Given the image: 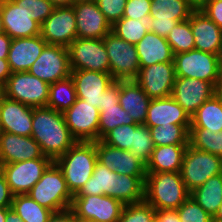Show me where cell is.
Instances as JSON below:
<instances>
[{
  "instance_id": "obj_34",
  "label": "cell",
  "mask_w": 222,
  "mask_h": 222,
  "mask_svg": "<svg viewBox=\"0 0 222 222\" xmlns=\"http://www.w3.org/2000/svg\"><path fill=\"white\" fill-rule=\"evenodd\" d=\"M152 17L138 19L122 17L111 26V32L128 43L137 44L148 31H151Z\"/></svg>"
},
{
  "instance_id": "obj_3",
  "label": "cell",
  "mask_w": 222,
  "mask_h": 222,
  "mask_svg": "<svg viewBox=\"0 0 222 222\" xmlns=\"http://www.w3.org/2000/svg\"><path fill=\"white\" fill-rule=\"evenodd\" d=\"M189 196L180 172L146 173L144 200L155 210L178 209Z\"/></svg>"
},
{
  "instance_id": "obj_25",
  "label": "cell",
  "mask_w": 222,
  "mask_h": 222,
  "mask_svg": "<svg viewBox=\"0 0 222 222\" xmlns=\"http://www.w3.org/2000/svg\"><path fill=\"white\" fill-rule=\"evenodd\" d=\"M190 25L195 49L217 55L222 42V29L200 9H194L190 14Z\"/></svg>"
},
{
  "instance_id": "obj_9",
  "label": "cell",
  "mask_w": 222,
  "mask_h": 222,
  "mask_svg": "<svg viewBox=\"0 0 222 222\" xmlns=\"http://www.w3.org/2000/svg\"><path fill=\"white\" fill-rule=\"evenodd\" d=\"M53 162L44 155L42 158L23 162L0 164V170L13 195L27 194Z\"/></svg>"
},
{
  "instance_id": "obj_44",
  "label": "cell",
  "mask_w": 222,
  "mask_h": 222,
  "mask_svg": "<svg viewBox=\"0 0 222 222\" xmlns=\"http://www.w3.org/2000/svg\"><path fill=\"white\" fill-rule=\"evenodd\" d=\"M180 222H212L210 216L195 200L189 196L177 209Z\"/></svg>"
},
{
  "instance_id": "obj_39",
  "label": "cell",
  "mask_w": 222,
  "mask_h": 222,
  "mask_svg": "<svg viewBox=\"0 0 222 222\" xmlns=\"http://www.w3.org/2000/svg\"><path fill=\"white\" fill-rule=\"evenodd\" d=\"M189 144L222 158V130L211 132L207 129H190Z\"/></svg>"
},
{
  "instance_id": "obj_33",
  "label": "cell",
  "mask_w": 222,
  "mask_h": 222,
  "mask_svg": "<svg viewBox=\"0 0 222 222\" xmlns=\"http://www.w3.org/2000/svg\"><path fill=\"white\" fill-rule=\"evenodd\" d=\"M146 177H135L119 174L115 178L114 199L124 205L144 201V185Z\"/></svg>"
},
{
  "instance_id": "obj_56",
  "label": "cell",
  "mask_w": 222,
  "mask_h": 222,
  "mask_svg": "<svg viewBox=\"0 0 222 222\" xmlns=\"http://www.w3.org/2000/svg\"><path fill=\"white\" fill-rule=\"evenodd\" d=\"M5 222H24L19 215L11 208L6 213V219Z\"/></svg>"
},
{
  "instance_id": "obj_59",
  "label": "cell",
  "mask_w": 222,
  "mask_h": 222,
  "mask_svg": "<svg viewBox=\"0 0 222 222\" xmlns=\"http://www.w3.org/2000/svg\"><path fill=\"white\" fill-rule=\"evenodd\" d=\"M11 209V207H0V222H5L6 213Z\"/></svg>"
},
{
  "instance_id": "obj_26",
  "label": "cell",
  "mask_w": 222,
  "mask_h": 222,
  "mask_svg": "<svg viewBox=\"0 0 222 222\" xmlns=\"http://www.w3.org/2000/svg\"><path fill=\"white\" fill-rule=\"evenodd\" d=\"M46 45L41 35L12 39L7 57L11 72L28 71Z\"/></svg>"
},
{
  "instance_id": "obj_5",
  "label": "cell",
  "mask_w": 222,
  "mask_h": 222,
  "mask_svg": "<svg viewBox=\"0 0 222 222\" xmlns=\"http://www.w3.org/2000/svg\"><path fill=\"white\" fill-rule=\"evenodd\" d=\"M221 173V157L198 150L190 144L186 147L180 175L189 192L203 185L212 176Z\"/></svg>"
},
{
  "instance_id": "obj_1",
  "label": "cell",
  "mask_w": 222,
  "mask_h": 222,
  "mask_svg": "<svg viewBox=\"0 0 222 222\" xmlns=\"http://www.w3.org/2000/svg\"><path fill=\"white\" fill-rule=\"evenodd\" d=\"M31 137L40 145L42 153L53 161L77 142L63 113L47 106L33 107Z\"/></svg>"
},
{
  "instance_id": "obj_21",
  "label": "cell",
  "mask_w": 222,
  "mask_h": 222,
  "mask_svg": "<svg viewBox=\"0 0 222 222\" xmlns=\"http://www.w3.org/2000/svg\"><path fill=\"white\" fill-rule=\"evenodd\" d=\"M77 38L103 39L111 32V24L98 8L96 2L74 3Z\"/></svg>"
},
{
  "instance_id": "obj_64",
  "label": "cell",
  "mask_w": 222,
  "mask_h": 222,
  "mask_svg": "<svg viewBox=\"0 0 222 222\" xmlns=\"http://www.w3.org/2000/svg\"><path fill=\"white\" fill-rule=\"evenodd\" d=\"M82 2H96V0H74V3H82Z\"/></svg>"
},
{
  "instance_id": "obj_29",
  "label": "cell",
  "mask_w": 222,
  "mask_h": 222,
  "mask_svg": "<svg viewBox=\"0 0 222 222\" xmlns=\"http://www.w3.org/2000/svg\"><path fill=\"white\" fill-rule=\"evenodd\" d=\"M189 144L155 146L146 164V173L180 172L183 155Z\"/></svg>"
},
{
  "instance_id": "obj_35",
  "label": "cell",
  "mask_w": 222,
  "mask_h": 222,
  "mask_svg": "<svg viewBox=\"0 0 222 222\" xmlns=\"http://www.w3.org/2000/svg\"><path fill=\"white\" fill-rule=\"evenodd\" d=\"M76 100L77 94L71 76L50 84L47 107L63 113L68 110Z\"/></svg>"
},
{
  "instance_id": "obj_63",
  "label": "cell",
  "mask_w": 222,
  "mask_h": 222,
  "mask_svg": "<svg viewBox=\"0 0 222 222\" xmlns=\"http://www.w3.org/2000/svg\"><path fill=\"white\" fill-rule=\"evenodd\" d=\"M4 32L3 22H2V14L0 9V34Z\"/></svg>"
},
{
  "instance_id": "obj_58",
  "label": "cell",
  "mask_w": 222,
  "mask_h": 222,
  "mask_svg": "<svg viewBox=\"0 0 222 222\" xmlns=\"http://www.w3.org/2000/svg\"><path fill=\"white\" fill-rule=\"evenodd\" d=\"M195 9H199L207 0H187Z\"/></svg>"
},
{
  "instance_id": "obj_12",
  "label": "cell",
  "mask_w": 222,
  "mask_h": 222,
  "mask_svg": "<svg viewBox=\"0 0 222 222\" xmlns=\"http://www.w3.org/2000/svg\"><path fill=\"white\" fill-rule=\"evenodd\" d=\"M68 49L71 70L110 71L103 39L76 38Z\"/></svg>"
},
{
  "instance_id": "obj_11",
  "label": "cell",
  "mask_w": 222,
  "mask_h": 222,
  "mask_svg": "<svg viewBox=\"0 0 222 222\" xmlns=\"http://www.w3.org/2000/svg\"><path fill=\"white\" fill-rule=\"evenodd\" d=\"M124 204L105 195H74L70 209L76 218L97 222H118Z\"/></svg>"
},
{
  "instance_id": "obj_37",
  "label": "cell",
  "mask_w": 222,
  "mask_h": 222,
  "mask_svg": "<svg viewBox=\"0 0 222 222\" xmlns=\"http://www.w3.org/2000/svg\"><path fill=\"white\" fill-rule=\"evenodd\" d=\"M190 127L191 125H160L150 127V132L155 146L189 144Z\"/></svg>"
},
{
  "instance_id": "obj_13",
  "label": "cell",
  "mask_w": 222,
  "mask_h": 222,
  "mask_svg": "<svg viewBox=\"0 0 222 222\" xmlns=\"http://www.w3.org/2000/svg\"><path fill=\"white\" fill-rule=\"evenodd\" d=\"M65 122L77 141L95 142L99 140L100 110L88 102L77 98L75 103L63 112Z\"/></svg>"
},
{
  "instance_id": "obj_57",
  "label": "cell",
  "mask_w": 222,
  "mask_h": 222,
  "mask_svg": "<svg viewBox=\"0 0 222 222\" xmlns=\"http://www.w3.org/2000/svg\"><path fill=\"white\" fill-rule=\"evenodd\" d=\"M54 7H69L74 4V0H48Z\"/></svg>"
},
{
  "instance_id": "obj_32",
  "label": "cell",
  "mask_w": 222,
  "mask_h": 222,
  "mask_svg": "<svg viewBox=\"0 0 222 222\" xmlns=\"http://www.w3.org/2000/svg\"><path fill=\"white\" fill-rule=\"evenodd\" d=\"M190 129L222 130V103L215 95L206 100L191 117Z\"/></svg>"
},
{
  "instance_id": "obj_17",
  "label": "cell",
  "mask_w": 222,
  "mask_h": 222,
  "mask_svg": "<svg viewBox=\"0 0 222 222\" xmlns=\"http://www.w3.org/2000/svg\"><path fill=\"white\" fill-rule=\"evenodd\" d=\"M0 9L4 32L11 38L33 37L41 34V25L31 18L23 4H15L12 0H0Z\"/></svg>"
},
{
  "instance_id": "obj_51",
  "label": "cell",
  "mask_w": 222,
  "mask_h": 222,
  "mask_svg": "<svg viewBox=\"0 0 222 222\" xmlns=\"http://www.w3.org/2000/svg\"><path fill=\"white\" fill-rule=\"evenodd\" d=\"M155 220L157 222H180L177 209L155 210Z\"/></svg>"
},
{
  "instance_id": "obj_49",
  "label": "cell",
  "mask_w": 222,
  "mask_h": 222,
  "mask_svg": "<svg viewBox=\"0 0 222 222\" xmlns=\"http://www.w3.org/2000/svg\"><path fill=\"white\" fill-rule=\"evenodd\" d=\"M120 80H115L102 94V106L115 105L119 103Z\"/></svg>"
},
{
  "instance_id": "obj_19",
  "label": "cell",
  "mask_w": 222,
  "mask_h": 222,
  "mask_svg": "<svg viewBox=\"0 0 222 222\" xmlns=\"http://www.w3.org/2000/svg\"><path fill=\"white\" fill-rule=\"evenodd\" d=\"M97 161L118 174L146 177V165L129 150L96 141Z\"/></svg>"
},
{
  "instance_id": "obj_45",
  "label": "cell",
  "mask_w": 222,
  "mask_h": 222,
  "mask_svg": "<svg viewBox=\"0 0 222 222\" xmlns=\"http://www.w3.org/2000/svg\"><path fill=\"white\" fill-rule=\"evenodd\" d=\"M15 4H23L32 11L31 18L40 25L52 14L54 5L48 0H12Z\"/></svg>"
},
{
  "instance_id": "obj_14",
  "label": "cell",
  "mask_w": 222,
  "mask_h": 222,
  "mask_svg": "<svg viewBox=\"0 0 222 222\" xmlns=\"http://www.w3.org/2000/svg\"><path fill=\"white\" fill-rule=\"evenodd\" d=\"M194 9L187 0H151V32L166 38L178 22L189 19Z\"/></svg>"
},
{
  "instance_id": "obj_55",
  "label": "cell",
  "mask_w": 222,
  "mask_h": 222,
  "mask_svg": "<svg viewBox=\"0 0 222 222\" xmlns=\"http://www.w3.org/2000/svg\"><path fill=\"white\" fill-rule=\"evenodd\" d=\"M214 95L222 103V74L214 85Z\"/></svg>"
},
{
  "instance_id": "obj_30",
  "label": "cell",
  "mask_w": 222,
  "mask_h": 222,
  "mask_svg": "<svg viewBox=\"0 0 222 222\" xmlns=\"http://www.w3.org/2000/svg\"><path fill=\"white\" fill-rule=\"evenodd\" d=\"M190 196L213 218L222 203V173L209 178L190 192Z\"/></svg>"
},
{
  "instance_id": "obj_65",
  "label": "cell",
  "mask_w": 222,
  "mask_h": 222,
  "mask_svg": "<svg viewBox=\"0 0 222 222\" xmlns=\"http://www.w3.org/2000/svg\"><path fill=\"white\" fill-rule=\"evenodd\" d=\"M2 95V87L0 86V96Z\"/></svg>"
},
{
  "instance_id": "obj_10",
  "label": "cell",
  "mask_w": 222,
  "mask_h": 222,
  "mask_svg": "<svg viewBox=\"0 0 222 222\" xmlns=\"http://www.w3.org/2000/svg\"><path fill=\"white\" fill-rule=\"evenodd\" d=\"M68 47L47 44L28 72L48 84L68 78L71 75Z\"/></svg>"
},
{
  "instance_id": "obj_8",
  "label": "cell",
  "mask_w": 222,
  "mask_h": 222,
  "mask_svg": "<svg viewBox=\"0 0 222 222\" xmlns=\"http://www.w3.org/2000/svg\"><path fill=\"white\" fill-rule=\"evenodd\" d=\"M103 41L109 58V72L113 79L134 80L140 69L135 44L122 40L113 32L108 33Z\"/></svg>"
},
{
  "instance_id": "obj_15",
  "label": "cell",
  "mask_w": 222,
  "mask_h": 222,
  "mask_svg": "<svg viewBox=\"0 0 222 222\" xmlns=\"http://www.w3.org/2000/svg\"><path fill=\"white\" fill-rule=\"evenodd\" d=\"M176 71L173 62L157 63L139 69L134 81L151 99L172 95Z\"/></svg>"
},
{
  "instance_id": "obj_61",
  "label": "cell",
  "mask_w": 222,
  "mask_h": 222,
  "mask_svg": "<svg viewBox=\"0 0 222 222\" xmlns=\"http://www.w3.org/2000/svg\"><path fill=\"white\" fill-rule=\"evenodd\" d=\"M217 55H218L219 62H220L221 68H222V42L220 44V49H219V52Z\"/></svg>"
},
{
  "instance_id": "obj_53",
  "label": "cell",
  "mask_w": 222,
  "mask_h": 222,
  "mask_svg": "<svg viewBox=\"0 0 222 222\" xmlns=\"http://www.w3.org/2000/svg\"><path fill=\"white\" fill-rule=\"evenodd\" d=\"M11 41L5 32L0 34V59H7Z\"/></svg>"
},
{
  "instance_id": "obj_48",
  "label": "cell",
  "mask_w": 222,
  "mask_h": 222,
  "mask_svg": "<svg viewBox=\"0 0 222 222\" xmlns=\"http://www.w3.org/2000/svg\"><path fill=\"white\" fill-rule=\"evenodd\" d=\"M199 9L222 29V0H207Z\"/></svg>"
},
{
  "instance_id": "obj_28",
  "label": "cell",
  "mask_w": 222,
  "mask_h": 222,
  "mask_svg": "<svg viewBox=\"0 0 222 222\" xmlns=\"http://www.w3.org/2000/svg\"><path fill=\"white\" fill-rule=\"evenodd\" d=\"M140 68L165 62H173L174 54L165 37L151 31L135 44Z\"/></svg>"
},
{
  "instance_id": "obj_54",
  "label": "cell",
  "mask_w": 222,
  "mask_h": 222,
  "mask_svg": "<svg viewBox=\"0 0 222 222\" xmlns=\"http://www.w3.org/2000/svg\"><path fill=\"white\" fill-rule=\"evenodd\" d=\"M12 74L7 59H0V86L3 87Z\"/></svg>"
},
{
  "instance_id": "obj_2",
  "label": "cell",
  "mask_w": 222,
  "mask_h": 222,
  "mask_svg": "<svg viewBox=\"0 0 222 222\" xmlns=\"http://www.w3.org/2000/svg\"><path fill=\"white\" fill-rule=\"evenodd\" d=\"M54 163L62 171L71 194L76 195L93 174L97 163L96 141H77Z\"/></svg>"
},
{
  "instance_id": "obj_24",
  "label": "cell",
  "mask_w": 222,
  "mask_h": 222,
  "mask_svg": "<svg viewBox=\"0 0 222 222\" xmlns=\"http://www.w3.org/2000/svg\"><path fill=\"white\" fill-rule=\"evenodd\" d=\"M169 124L191 125V118L172 96L151 99L144 125L150 128Z\"/></svg>"
},
{
  "instance_id": "obj_47",
  "label": "cell",
  "mask_w": 222,
  "mask_h": 222,
  "mask_svg": "<svg viewBox=\"0 0 222 222\" xmlns=\"http://www.w3.org/2000/svg\"><path fill=\"white\" fill-rule=\"evenodd\" d=\"M151 0H127L123 17L138 19L150 15Z\"/></svg>"
},
{
  "instance_id": "obj_38",
  "label": "cell",
  "mask_w": 222,
  "mask_h": 222,
  "mask_svg": "<svg viewBox=\"0 0 222 222\" xmlns=\"http://www.w3.org/2000/svg\"><path fill=\"white\" fill-rule=\"evenodd\" d=\"M99 110V140L117 126L136 124L129 113L126 112L119 103L101 106Z\"/></svg>"
},
{
  "instance_id": "obj_18",
  "label": "cell",
  "mask_w": 222,
  "mask_h": 222,
  "mask_svg": "<svg viewBox=\"0 0 222 222\" xmlns=\"http://www.w3.org/2000/svg\"><path fill=\"white\" fill-rule=\"evenodd\" d=\"M214 95V85L195 78L176 77L172 97L191 118Z\"/></svg>"
},
{
  "instance_id": "obj_16",
  "label": "cell",
  "mask_w": 222,
  "mask_h": 222,
  "mask_svg": "<svg viewBox=\"0 0 222 222\" xmlns=\"http://www.w3.org/2000/svg\"><path fill=\"white\" fill-rule=\"evenodd\" d=\"M40 35L47 44L69 47L77 38L73 6L55 7L52 14L42 23Z\"/></svg>"
},
{
  "instance_id": "obj_41",
  "label": "cell",
  "mask_w": 222,
  "mask_h": 222,
  "mask_svg": "<svg viewBox=\"0 0 222 222\" xmlns=\"http://www.w3.org/2000/svg\"><path fill=\"white\" fill-rule=\"evenodd\" d=\"M154 148L155 145L151 137L150 128L144 124L139 125L134 130L133 146L129 151L146 165L151 158Z\"/></svg>"
},
{
  "instance_id": "obj_42",
  "label": "cell",
  "mask_w": 222,
  "mask_h": 222,
  "mask_svg": "<svg viewBox=\"0 0 222 222\" xmlns=\"http://www.w3.org/2000/svg\"><path fill=\"white\" fill-rule=\"evenodd\" d=\"M139 124L120 125L109 131L101 140L112 147L130 150L133 146L134 130Z\"/></svg>"
},
{
  "instance_id": "obj_7",
  "label": "cell",
  "mask_w": 222,
  "mask_h": 222,
  "mask_svg": "<svg viewBox=\"0 0 222 222\" xmlns=\"http://www.w3.org/2000/svg\"><path fill=\"white\" fill-rule=\"evenodd\" d=\"M173 63L176 77L200 79L215 85L222 74L218 55L196 49L175 54Z\"/></svg>"
},
{
  "instance_id": "obj_40",
  "label": "cell",
  "mask_w": 222,
  "mask_h": 222,
  "mask_svg": "<svg viewBox=\"0 0 222 222\" xmlns=\"http://www.w3.org/2000/svg\"><path fill=\"white\" fill-rule=\"evenodd\" d=\"M173 54L188 52L195 49L194 36L189 19L178 22L166 37Z\"/></svg>"
},
{
  "instance_id": "obj_31",
  "label": "cell",
  "mask_w": 222,
  "mask_h": 222,
  "mask_svg": "<svg viewBox=\"0 0 222 222\" xmlns=\"http://www.w3.org/2000/svg\"><path fill=\"white\" fill-rule=\"evenodd\" d=\"M118 173L98 161L89 180L76 195H105L114 198V184Z\"/></svg>"
},
{
  "instance_id": "obj_27",
  "label": "cell",
  "mask_w": 222,
  "mask_h": 222,
  "mask_svg": "<svg viewBox=\"0 0 222 222\" xmlns=\"http://www.w3.org/2000/svg\"><path fill=\"white\" fill-rule=\"evenodd\" d=\"M151 98L134 80H120L119 104L134 122L143 125Z\"/></svg>"
},
{
  "instance_id": "obj_60",
  "label": "cell",
  "mask_w": 222,
  "mask_h": 222,
  "mask_svg": "<svg viewBox=\"0 0 222 222\" xmlns=\"http://www.w3.org/2000/svg\"><path fill=\"white\" fill-rule=\"evenodd\" d=\"M216 221H221L222 222V203L219 207V210L217 212V214L215 215V217L213 218Z\"/></svg>"
},
{
  "instance_id": "obj_20",
  "label": "cell",
  "mask_w": 222,
  "mask_h": 222,
  "mask_svg": "<svg viewBox=\"0 0 222 222\" xmlns=\"http://www.w3.org/2000/svg\"><path fill=\"white\" fill-rule=\"evenodd\" d=\"M70 76L74 82L77 98L98 109L102 106V94L115 81L110 72L72 70Z\"/></svg>"
},
{
  "instance_id": "obj_50",
  "label": "cell",
  "mask_w": 222,
  "mask_h": 222,
  "mask_svg": "<svg viewBox=\"0 0 222 222\" xmlns=\"http://www.w3.org/2000/svg\"><path fill=\"white\" fill-rule=\"evenodd\" d=\"M13 194L9 189L4 174L0 170V207H11Z\"/></svg>"
},
{
  "instance_id": "obj_43",
  "label": "cell",
  "mask_w": 222,
  "mask_h": 222,
  "mask_svg": "<svg viewBox=\"0 0 222 222\" xmlns=\"http://www.w3.org/2000/svg\"><path fill=\"white\" fill-rule=\"evenodd\" d=\"M155 209L145 200L135 204H126L118 222H152Z\"/></svg>"
},
{
  "instance_id": "obj_4",
  "label": "cell",
  "mask_w": 222,
  "mask_h": 222,
  "mask_svg": "<svg viewBox=\"0 0 222 222\" xmlns=\"http://www.w3.org/2000/svg\"><path fill=\"white\" fill-rule=\"evenodd\" d=\"M27 194L53 212L69 209L73 199L62 171L54 162Z\"/></svg>"
},
{
  "instance_id": "obj_46",
  "label": "cell",
  "mask_w": 222,
  "mask_h": 222,
  "mask_svg": "<svg viewBox=\"0 0 222 222\" xmlns=\"http://www.w3.org/2000/svg\"><path fill=\"white\" fill-rule=\"evenodd\" d=\"M127 0H96L100 11L111 26L123 17Z\"/></svg>"
},
{
  "instance_id": "obj_52",
  "label": "cell",
  "mask_w": 222,
  "mask_h": 222,
  "mask_svg": "<svg viewBox=\"0 0 222 222\" xmlns=\"http://www.w3.org/2000/svg\"><path fill=\"white\" fill-rule=\"evenodd\" d=\"M48 222H76L74 212L69 208L66 210L53 212Z\"/></svg>"
},
{
  "instance_id": "obj_36",
  "label": "cell",
  "mask_w": 222,
  "mask_h": 222,
  "mask_svg": "<svg viewBox=\"0 0 222 222\" xmlns=\"http://www.w3.org/2000/svg\"><path fill=\"white\" fill-rule=\"evenodd\" d=\"M11 208L24 222H48L53 213L34 201L28 194L13 195Z\"/></svg>"
},
{
  "instance_id": "obj_22",
  "label": "cell",
  "mask_w": 222,
  "mask_h": 222,
  "mask_svg": "<svg viewBox=\"0 0 222 222\" xmlns=\"http://www.w3.org/2000/svg\"><path fill=\"white\" fill-rule=\"evenodd\" d=\"M32 118L33 107L0 96V131L31 136Z\"/></svg>"
},
{
  "instance_id": "obj_6",
  "label": "cell",
  "mask_w": 222,
  "mask_h": 222,
  "mask_svg": "<svg viewBox=\"0 0 222 222\" xmlns=\"http://www.w3.org/2000/svg\"><path fill=\"white\" fill-rule=\"evenodd\" d=\"M50 84L28 71L14 72L2 87V95L30 107L47 106Z\"/></svg>"
},
{
  "instance_id": "obj_62",
  "label": "cell",
  "mask_w": 222,
  "mask_h": 222,
  "mask_svg": "<svg viewBox=\"0 0 222 222\" xmlns=\"http://www.w3.org/2000/svg\"><path fill=\"white\" fill-rule=\"evenodd\" d=\"M76 222H97L93 219L76 218Z\"/></svg>"
},
{
  "instance_id": "obj_23",
  "label": "cell",
  "mask_w": 222,
  "mask_h": 222,
  "mask_svg": "<svg viewBox=\"0 0 222 222\" xmlns=\"http://www.w3.org/2000/svg\"><path fill=\"white\" fill-rule=\"evenodd\" d=\"M40 145L31 136L0 131V164L42 158Z\"/></svg>"
}]
</instances>
